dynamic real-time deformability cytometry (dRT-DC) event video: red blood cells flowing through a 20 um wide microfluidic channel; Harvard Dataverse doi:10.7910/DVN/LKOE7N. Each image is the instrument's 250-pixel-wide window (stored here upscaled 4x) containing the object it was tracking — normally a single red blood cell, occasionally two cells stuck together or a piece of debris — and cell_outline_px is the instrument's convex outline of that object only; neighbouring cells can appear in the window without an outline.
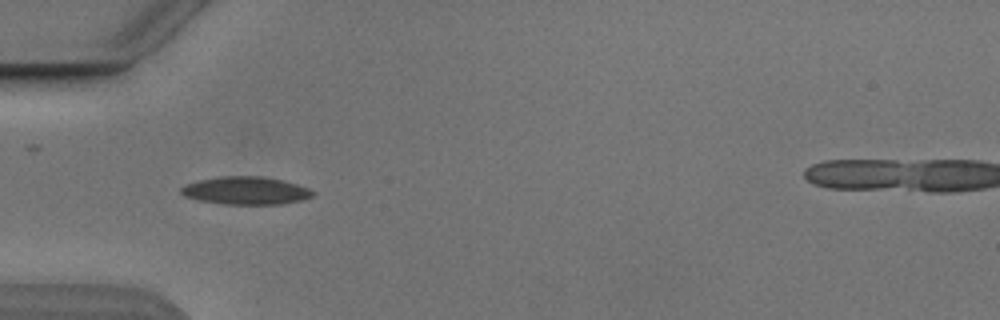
{"species": "Egyptian fruit bat (a non-hibernating species)", "species_latin": "Rousettus aegyptiacus", "temperature_condition": "cold", "stored_images_in_passage": 7, "camera_frame_rate_fps": 3000, "um_per_image_px": 0.085, "animal": {"sex": "male"}, "frame": {"image": 1, "passage_image": 5, "time_ms": 4.667, "image_size_px": [1000, 320], "cell_outline_px": [[316, 192], [312, 196], [300, 200], [280, 204], [224, 204], [200, 200], [184, 196], [180, 192], [180, 188], [184, 184], [216, 176], [260, 176], [280, 180], [296, 184], [308, 188]], "centroid_in_image_um": [20.85, 16.19], "position_along_channel_um": 64.1, "area_um2": 21.21}}
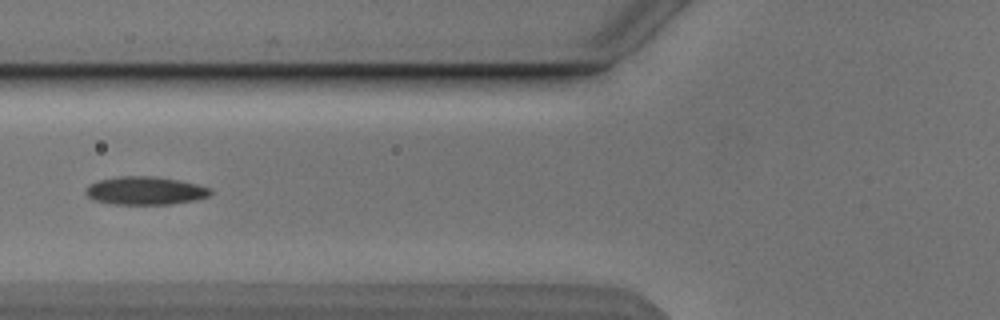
{"frame": {"image": 2, "passage_image": 6, "time_ms": 6.0, "image_size_px": [1000, 320], "cell_outline_px": [[212, 192], [208, 196], [196, 200], [172, 204], [112, 204], [92, 200], [84, 192], [88, 184], [96, 180], [120, 176], [152, 176], [180, 180], [212, 188]], "centroid_in_image_um": [12.32, 16.2], "position_along_channel_um": 113.5, "area_um2": 20.69}}
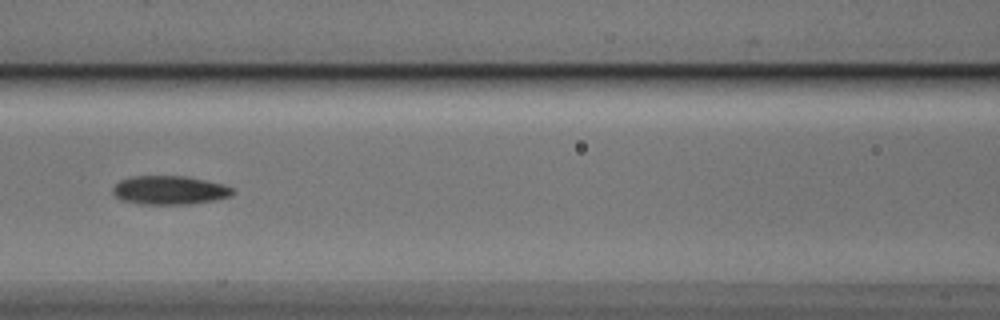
{"frame": {"image": 3, "passage_image": 7, "time_ms": 7.0, "image_size_px": [1000, 320], "cell_outline_px": [[236, 192], [232, 196], [192, 204], [140, 204], [120, 200], [112, 192], [112, 188], [120, 180], [132, 176], [188, 176], [224, 184], [232, 188]], "centroid_in_image_um": [14.42, 16.16], "position_along_channel_um": 152.2, "area_um2": 20.23}}